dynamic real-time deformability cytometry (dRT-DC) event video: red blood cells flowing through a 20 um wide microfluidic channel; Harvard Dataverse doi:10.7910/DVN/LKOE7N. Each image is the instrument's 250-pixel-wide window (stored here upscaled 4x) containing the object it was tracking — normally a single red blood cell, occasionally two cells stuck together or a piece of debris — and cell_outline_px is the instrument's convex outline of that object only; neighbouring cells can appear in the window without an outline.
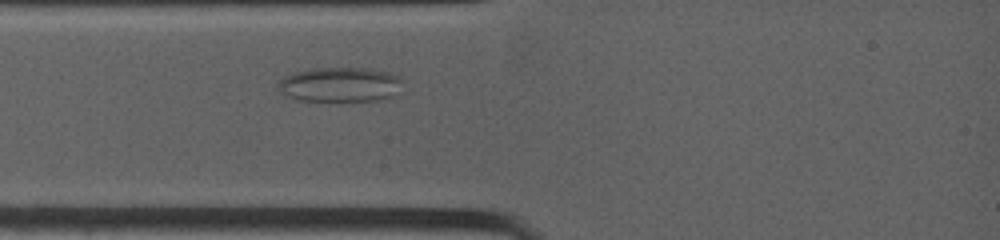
{"species": "common noctule bat (a hibernating species)", "species_latin": "Nyctalus noctula", "temperature_condition": "warm", "stored_images_in_passage": 1, "camera_frame_rate_fps": 4500, "um_per_image_px": 0.085, "animal": {"sex": "female", "body_mass_g": 19.0, "forearm_length_mm": 53.3}, "frame": {"image": 1, "passage_image": 1, "time_ms": 0.0, "image_size_px": [1000, 240], "cell_outline_px": [[400, 80], [392, 96], [380, 100], [296, 100], [276, 92], [276, 84], [284, 76], [296, 72], [312, 68], [368, 68], [388, 72], [396, 76]], "centroid_in_image_um": [28.76, 7.18], "position_along_channel_um": 56.2, "area_um2": 24.85}}